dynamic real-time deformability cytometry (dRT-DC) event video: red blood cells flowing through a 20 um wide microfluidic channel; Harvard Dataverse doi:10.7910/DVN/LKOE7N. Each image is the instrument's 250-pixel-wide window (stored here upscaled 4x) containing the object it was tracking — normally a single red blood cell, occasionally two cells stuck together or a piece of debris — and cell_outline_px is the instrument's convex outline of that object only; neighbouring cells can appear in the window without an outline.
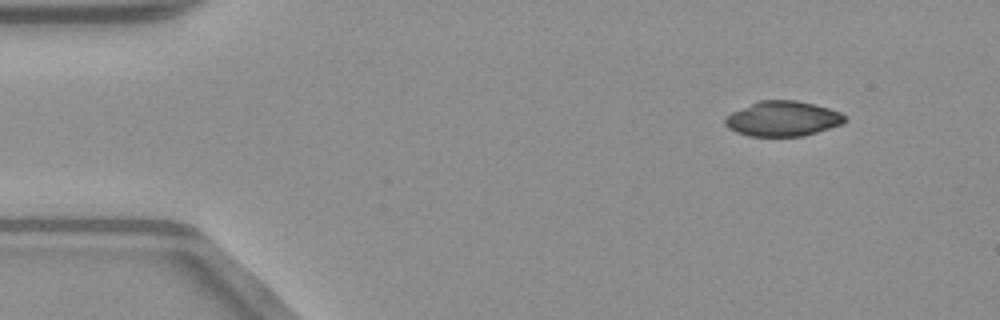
{"species": "common noctule bat (a hibernating species)", "species_latin": "Nyctalus noctula", "temperature_condition": "warm", "stored_images_in_passage": 46, "camera_frame_rate_fps": 3000, "um_per_image_px": 0.085, "animal": {"sex": "male", "body_mass_g": 23.1, "forearm_length_mm": 52.7}, "frame": {"image": 1, "passage_image": 1, "time_ms": 0.0, "image_size_px": [1000, 320], "cell_outline_px": [[848, 120], [844, 124], [804, 136], [748, 136], [736, 132], [728, 128], [724, 124], [724, 120], [732, 112], [760, 100], [796, 100], [816, 104], [840, 112]], "centroid_in_image_um": [66.56, 10.09], "position_along_channel_um": 18.4, "area_um2": 24.57}}
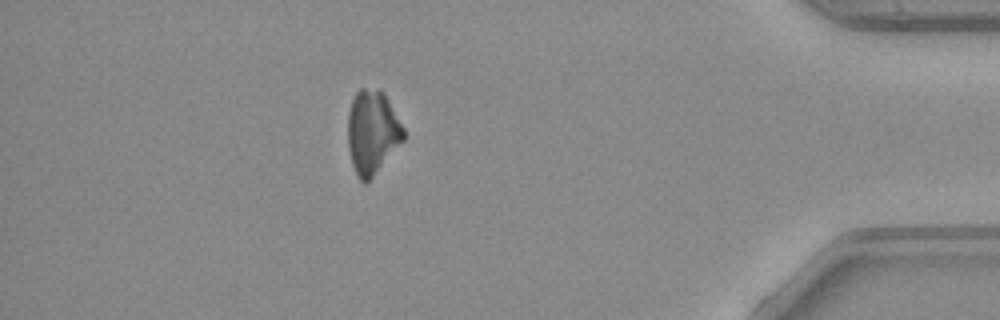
{"frame": {"image": 2, "passage_image": 40, "time_ms": 13.0, "image_size_px": [1000, 320], "cell_outline_px": [[404, 140], [372, 176], [364, 184], [356, 176], [352, 164], [348, 148], [348, 112], [352, 100], [356, 92], [360, 88], [364, 88], [384, 92], [404, 128]], "centroid_in_image_um": [31.63, 11.22], "position_along_channel_um": 403.6, "area_um2": 26.88}}